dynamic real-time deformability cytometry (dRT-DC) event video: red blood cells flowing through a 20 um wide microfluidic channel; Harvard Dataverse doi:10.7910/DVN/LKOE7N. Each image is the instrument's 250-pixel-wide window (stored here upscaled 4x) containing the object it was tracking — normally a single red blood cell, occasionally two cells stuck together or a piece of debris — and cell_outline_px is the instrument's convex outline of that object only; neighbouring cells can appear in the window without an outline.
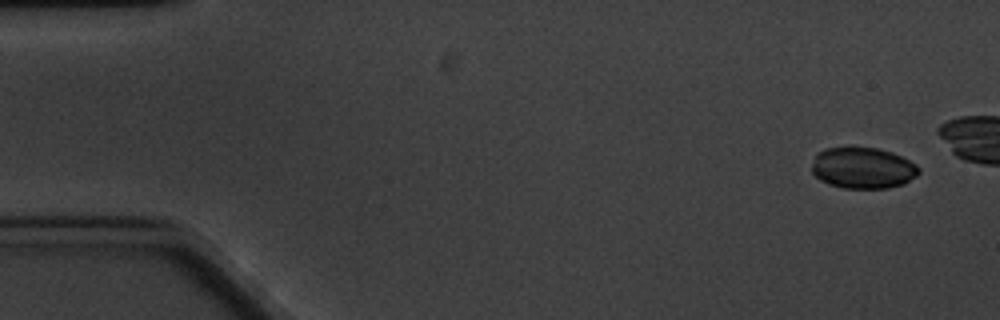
{"species": "common noctule bat (a hibernating species)", "species_latin": "Nyctalus noctula", "temperature_condition": "cold", "stored_images_in_passage": 6, "camera_frame_rate_fps": 3000, "um_per_image_px": 0.085, "animal": {"sex": "male", "body_mass_g": 20.1, "forearm_length_mm": 53.5}, "frame": {"image": 1, "passage_image": 1, "time_ms": 0.0, "image_size_px": [1000, 320], "cell_outline_px": [[920, 172], [916, 176], [904, 184], [888, 188], [844, 188], [828, 184], [820, 180], [812, 172], [812, 164], [816, 152], [824, 148], [848, 144], [852, 144], [880, 148], [892, 152], [916, 164], [920, 168]], "centroid_in_image_um": [73.3, 14.22], "position_along_channel_um": 11.7, "area_um2": 26.65}}